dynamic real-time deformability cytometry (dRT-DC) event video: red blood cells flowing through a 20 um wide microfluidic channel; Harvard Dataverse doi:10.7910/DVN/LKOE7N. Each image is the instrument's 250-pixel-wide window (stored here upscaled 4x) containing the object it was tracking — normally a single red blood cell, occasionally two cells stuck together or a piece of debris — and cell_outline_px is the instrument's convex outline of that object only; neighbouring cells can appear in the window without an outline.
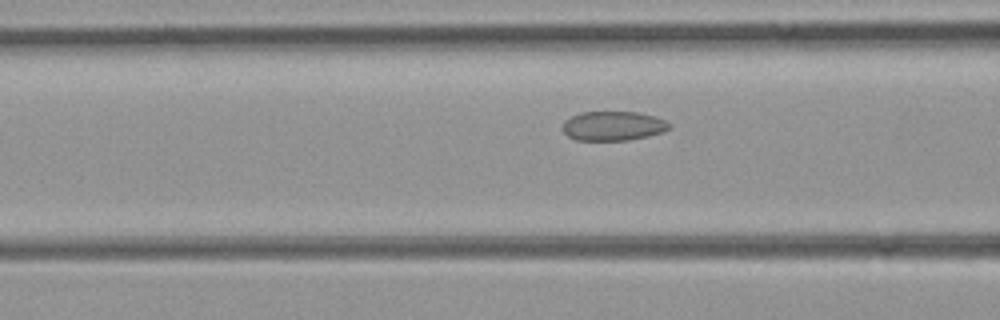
{"species": "common noctule bat (a hibernating species)", "species_latin": "Nyctalus noctula", "temperature_condition": "room temperature", "stored_images_in_passage": 23, "camera_frame_rate_fps": 3000, "um_per_image_px": 0.085, "animal": {"sex": "female", "body_mass_g": 21.9}, "frame": {"image": 1, "passage_image": 9, "time_ms": 2.667, "image_size_px": [1000, 320], "cell_outline_px": [[672, 124], [664, 132], [648, 136], [628, 140], [576, 140], [568, 136], [564, 132], [564, 120], [580, 112], [636, 112], [652, 116], [664, 120]], "centroid_in_image_um": [52.11, 10.71], "position_along_channel_um": 114.5, "area_um2": 18.09}}
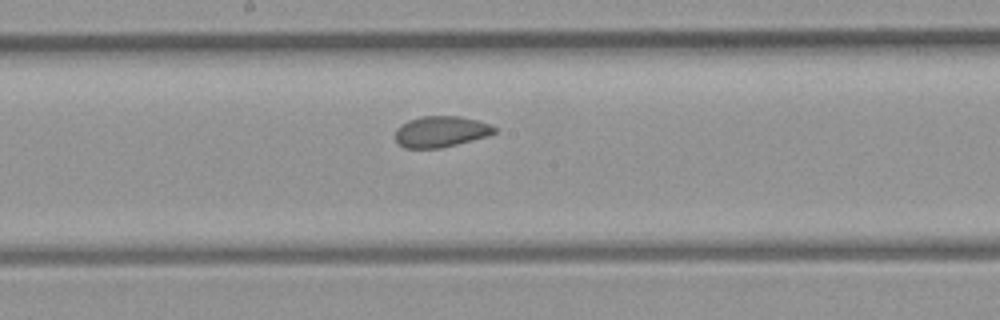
{"frame": {"image": 2, "passage_image": 16, "time_ms": 5.0, "image_size_px": [1000, 320], "cell_outline_px": [[496, 132], [488, 136], [440, 148], [404, 148], [396, 144], [396, 128], [400, 124], [408, 120], [420, 116], [460, 116], [476, 120], [488, 124], [496, 128]], "centroid_in_image_um": [37.42, 11.19], "position_along_channel_um": 210.8, "area_um2": 17.98}}
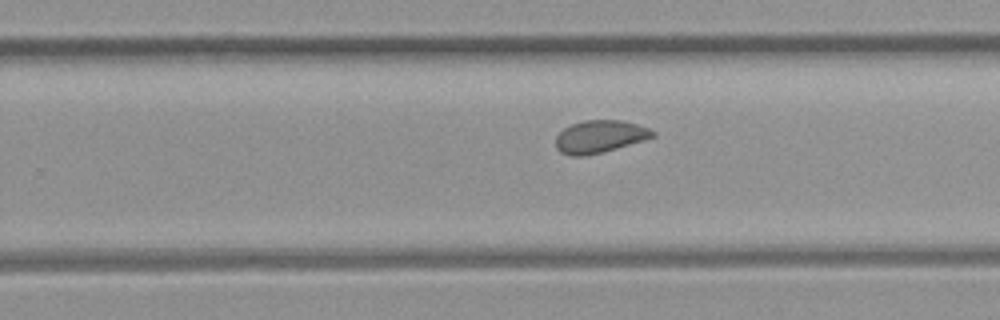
{"frame": {"image": 3, "passage_image": 21, "time_ms": 6.667, "image_size_px": [1000, 320], "cell_outline_px": [[656, 136], [604, 152], [584, 156], [572, 156], [560, 152], [556, 148], [556, 136], [564, 128], [572, 124], [584, 120], [620, 120], [636, 124], [648, 128], [656, 132]], "centroid_in_image_um": [50.97, 11.61], "position_along_channel_um": 278.8, "area_um2": 18.32}}